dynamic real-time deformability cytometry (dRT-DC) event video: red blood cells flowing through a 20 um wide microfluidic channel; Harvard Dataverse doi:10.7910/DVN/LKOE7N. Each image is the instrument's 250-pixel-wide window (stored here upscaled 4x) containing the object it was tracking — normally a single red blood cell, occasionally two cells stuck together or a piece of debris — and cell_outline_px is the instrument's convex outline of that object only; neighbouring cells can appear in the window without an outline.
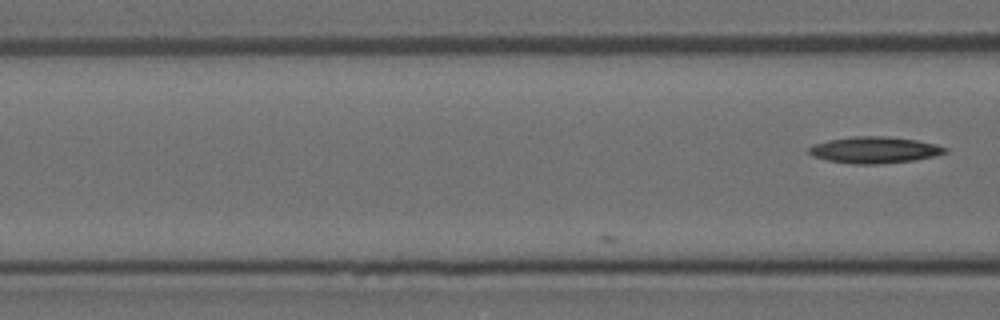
{"species": "Egyptian fruit bat (a non-hibernating species)", "species_latin": "Rousettus aegyptiacus", "temperature_condition": "room temperature", "stored_images_in_passage": 7, "camera_frame_rate_fps": 3000, "um_per_image_px": 0.085, "animal": {"sex": "female"}, "frame": {"image": 1, "passage_image": 7, "time_ms": 2.0, "image_size_px": [1000, 320], "cell_outline_px": [[948, 152], [936, 156], [912, 160], [880, 164], [852, 164], [828, 160], [812, 156], [808, 152], [808, 148], [812, 144], [828, 140], [852, 136], [884, 136], [916, 140], [936, 144], [948, 148]], "centroid_in_image_um": [74.32, 12.74], "position_along_channel_um": 92.3, "area_um2": 21.1}}